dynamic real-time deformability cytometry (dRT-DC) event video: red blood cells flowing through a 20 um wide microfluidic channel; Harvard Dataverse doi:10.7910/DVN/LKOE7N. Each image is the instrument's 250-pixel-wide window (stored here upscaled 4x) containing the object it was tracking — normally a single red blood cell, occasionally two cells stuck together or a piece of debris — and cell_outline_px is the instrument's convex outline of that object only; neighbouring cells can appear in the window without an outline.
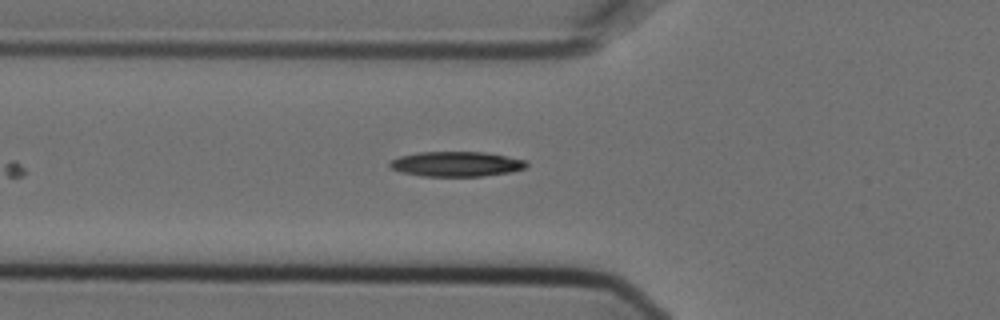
{"species": "Egyptian fruit bat (a non-hibernating species)", "species_latin": "Rousettus aegyptiacus", "temperature_condition": "cold", "stored_images_in_passage": 6, "camera_frame_rate_fps": 3000, "um_per_image_px": 0.085, "animal": {"sex": "female"}, "frame": {"image": 1, "passage_image": 6, "time_ms": 1.667, "image_size_px": [1000, 320], "cell_outline_px": [[528, 164], [524, 168], [512, 172], [484, 176], [424, 176], [400, 172], [392, 168], [388, 164], [392, 160], [400, 156], [416, 152], [484, 152], [524, 160]], "centroid_in_image_um": [38.77, 13.94], "position_along_channel_um": 87.0, "area_um2": 19.77}}